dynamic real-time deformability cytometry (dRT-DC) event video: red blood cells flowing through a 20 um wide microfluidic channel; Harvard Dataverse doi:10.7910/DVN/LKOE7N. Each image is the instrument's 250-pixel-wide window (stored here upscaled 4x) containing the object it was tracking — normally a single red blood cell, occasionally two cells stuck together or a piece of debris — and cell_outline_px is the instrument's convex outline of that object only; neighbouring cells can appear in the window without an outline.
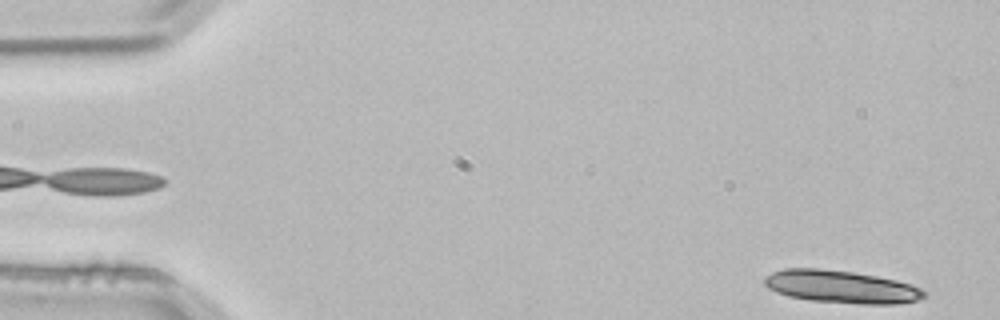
{"species": "common noctule bat (a hibernating species)", "species_latin": "Nyctalus noctula", "temperature_condition": "room temperature", "stored_images_in_passage": 4, "camera_frame_rate_fps": 3000, "um_per_image_px": 0.085, "animal": {"sex": "male", "body_mass_g": 21.5, "forearm_length_mm": 52.0}, "frame": {"image": 1, "passage_image": 4, "time_ms": 1.0, "image_size_px": [1000, 320], "cell_outline_px": [[928, 296], [920, 300], [896, 304], [860, 304], [812, 300], [788, 296], [776, 292], [768, 288], [764, 284], [764, 276], [772, 272], [784, 268], [820, 268], [852, 272], [876, 276], [896, 280], [912, 284], [928, 292]], "centroid_in_image_um": [71.54, 24.37], "position_along_channel_um": 13.5, "area_um2": 30.63}}